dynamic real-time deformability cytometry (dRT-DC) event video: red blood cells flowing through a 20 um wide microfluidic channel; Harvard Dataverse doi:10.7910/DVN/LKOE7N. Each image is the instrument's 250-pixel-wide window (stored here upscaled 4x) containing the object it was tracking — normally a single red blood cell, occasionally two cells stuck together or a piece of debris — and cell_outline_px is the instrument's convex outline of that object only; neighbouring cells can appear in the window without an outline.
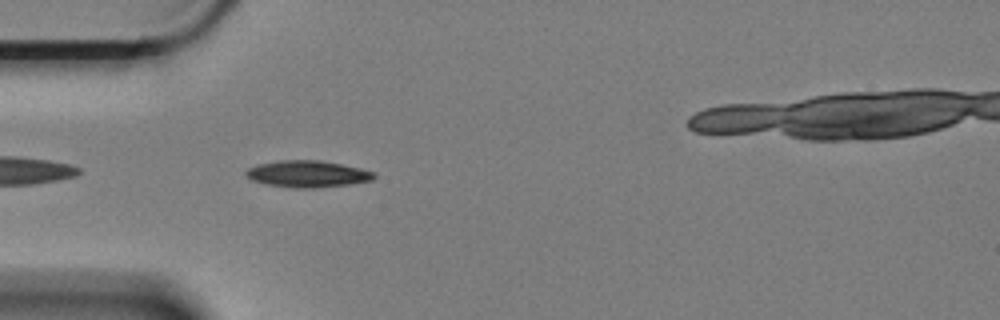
{"species": "Egyptian fruit bat (a non-hibernating species)", "species_latin": "Rousettus aegyptiacus", "temperature_condition": "cold", "stored_images_in_passage": 21, "camera_frame_rate_fps": 3000, "um_per_image_px": 0.085, "animal": {"sex": "female"}, "frame": {"image": 1, "passage_image": 3, "time_ms": 0.667, "image_size_px": [1000, 320], "cell_outline_px": [[376, 176], [372, 180], [348, 184], [312, 188], [296, 188], [268, 184], [252, 180], [244, 172], [248, 168], [256, 164], [280, 160], [320, 160], [360, 168], [376, 172]], "centroid_in_image_um": [26.14, 14.77], "position_along_channel_um": 58.9, "area_um2": 19.77}}
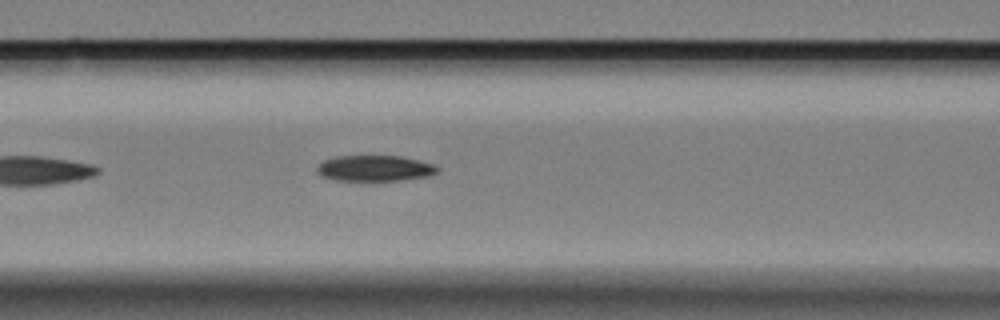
{"frame": {"image": 2, "passage_image": 10, "time_ms": 3.0, "image_size_px": [1000, 320], "cell_outline_px": [[440, 168], [436, 172], [428, 176], [396, 180], [332, 180], [320, 176], [316, 172], [316, 168], [324, 160], [336, 156], [404, 156], [436, 164]], "centroid_in_image_um": [31.85, 14.29], "position_along_channel_um": 134.8, "area_um2": 18.21}}
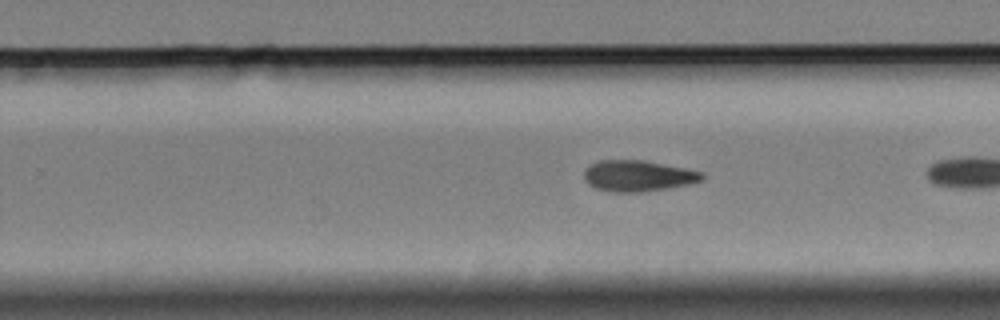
{"frame": {"image": 3, "passage_image": 20, "time_ms": 6.333, "image_size_px": [1000, 320], "cell_outline_px": [[704, 180], [688, 184], [668, 188], [640, 192], [608, 192], [596, 188], [588, 184], [584, 180], [584, 168], [600, 160], [644, 160], [704, 172]], "centroid_in_image_um": [54.21, 14.95], "position_along_channel_um": 275.6, "area_um2": 21.44}}